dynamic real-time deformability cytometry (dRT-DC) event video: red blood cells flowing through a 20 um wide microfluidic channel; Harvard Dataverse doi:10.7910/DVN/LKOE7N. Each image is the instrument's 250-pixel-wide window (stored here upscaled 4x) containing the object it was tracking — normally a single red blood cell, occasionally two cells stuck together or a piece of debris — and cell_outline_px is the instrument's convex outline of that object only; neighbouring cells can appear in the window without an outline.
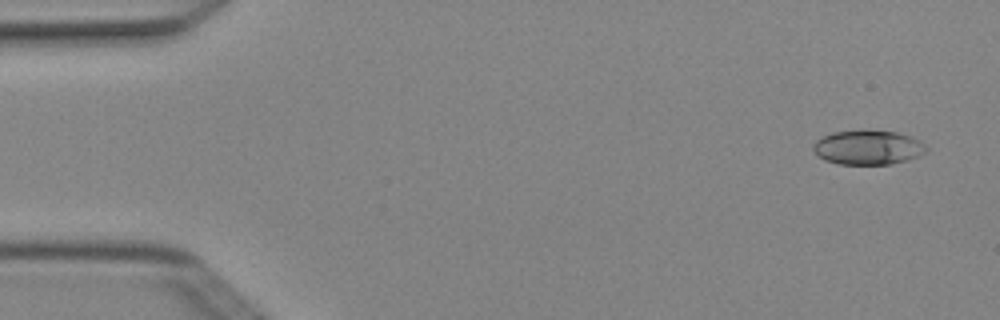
{"species": "Egyptian fruit bat (a non-hibernating species)", "species_latin": "Rousettus aegyptiacus", "temperature_condition": "cold", "stored_images_in_passage": 4, "camera_frame_rate_fps": 3000, "um_per_image_px": 0.085, "animal": {"sex": "female"}, "frame": {"image": 1, "passage_image": 1, "time_ms": 0.0, "image_size_px": [1000, 320], "cell_outline_px": [[928, 152], [920, 156], [908, 160], [892, 164], [840, 164], [824, 160], [812, 148], [812, 144], [816, 140], [832, 132], [864, 128], [896, 132], [912, 136], [920, 140], [928, 148]], "centroid_in_image_um": [73.82, 12.5], "position_along_channel_um": 11.2, "area_um2": 23.29}}
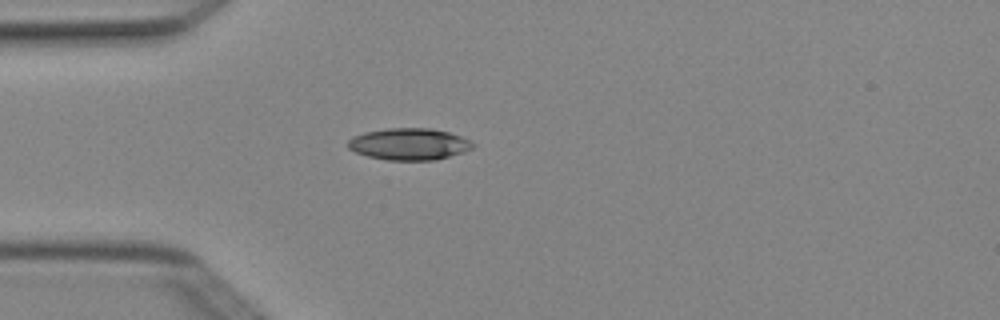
{"frame": {"image": 2, "passage_image": 4, "time_ms": 1.0, "image_size_px": [1000, 320], "cell_outline_px": [[476, 144], [472, 148], [464, 152], [436, 160], [388, 160], [368, 156], [356, 152], [348, 148], [348, 140], [352, 136], [364, 132], [388, 128], [428, 128], [448, 132], [460, 136]], "centroid_in_image_um": [34.76, 12.25], "position_along_channel_um": 50.2, "area_um2": 23.06}}